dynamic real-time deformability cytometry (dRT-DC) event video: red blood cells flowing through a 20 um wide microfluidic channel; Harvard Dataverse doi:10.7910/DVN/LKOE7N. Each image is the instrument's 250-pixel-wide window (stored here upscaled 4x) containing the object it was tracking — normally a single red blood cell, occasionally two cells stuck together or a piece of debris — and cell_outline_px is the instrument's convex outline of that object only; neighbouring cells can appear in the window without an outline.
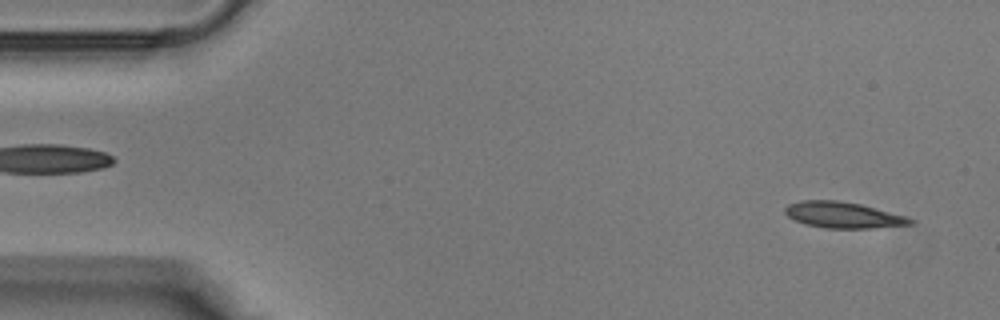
{"species": "Egyptian fruit bat (a non-hibernating species)", "species_latin": "Rousettus aegyptiacus", "temperature_condition": "warm", "stored_images_in_passage": 39, "camera_frame_rate_fps": 3000, "um_per_image_px": 0.085, "animal": {"sex": "male"}, "frame": {"image": 1, "passage_image": 2, "time_ms": 0.333, "image_size_px": [1000, 320], "cell_outline_px": [[916, 220], [912, 224], [872, 228], [824, 228], [804, 224], [788, 216], [784, 212], [784, 208], [788, 204], [800, 200], [836, 200], [860, 204], [908, 216]], "centroid_in_image_um": [71.67, 18.27], "position_along_channel_um": 13.3, "area_um2": 19.13}}
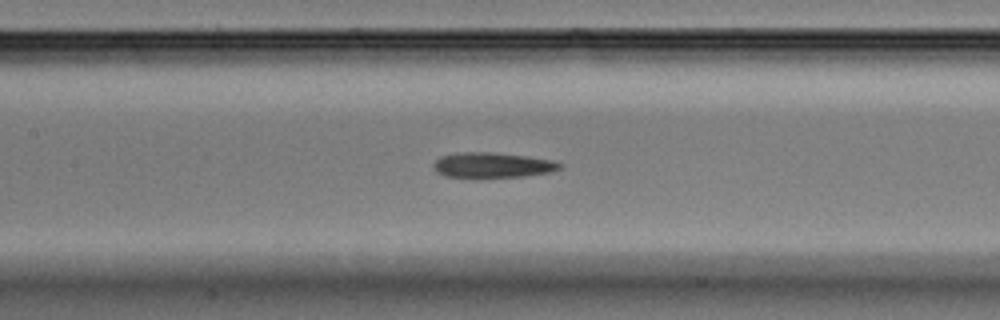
{"frame": {"image": 2, "passage_image": 17, "time_ms": 5.333, "image_size_px": [1000, 320], "cell_outline_px": [[564, 164], [560, 168], [548, 172], [524, 176], [444, 176], [436, 172], [432, 164], [440, 156], [460, 152], [492, 152], [528, 156], [556, 160]], "centroid_in_image_um": [41.88, 14.0], "position_along_channel_um": 165.5, "area_um2": 18.32}}
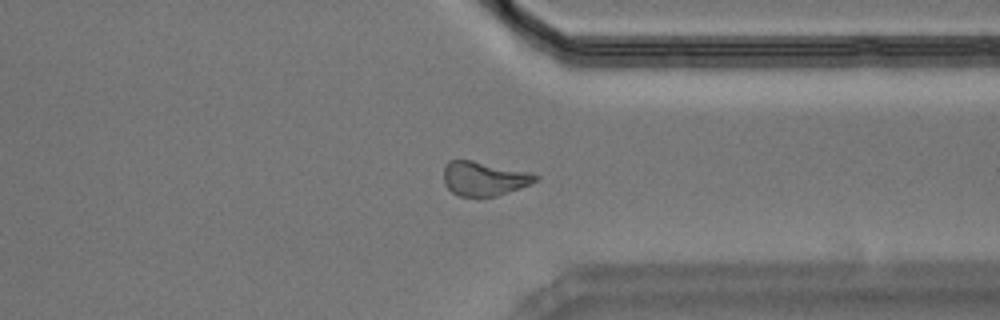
{"frame": {"image": 3, "passage_image": 29, "time_ms": 9.333, "image_size_px": [1000, 320], "cell_outline_px": [[540, 180], [508, 192], [496, 196], [480, 200], [476, 200], [456, 196], [444, 184], [444, 168], [448, 160], [472, 160], [532, 172], [540, 176]], "centroid_in_image_um": [41.14, 15.22], "position_along_channel_um": 370.3, "area_um2": 19.07}}